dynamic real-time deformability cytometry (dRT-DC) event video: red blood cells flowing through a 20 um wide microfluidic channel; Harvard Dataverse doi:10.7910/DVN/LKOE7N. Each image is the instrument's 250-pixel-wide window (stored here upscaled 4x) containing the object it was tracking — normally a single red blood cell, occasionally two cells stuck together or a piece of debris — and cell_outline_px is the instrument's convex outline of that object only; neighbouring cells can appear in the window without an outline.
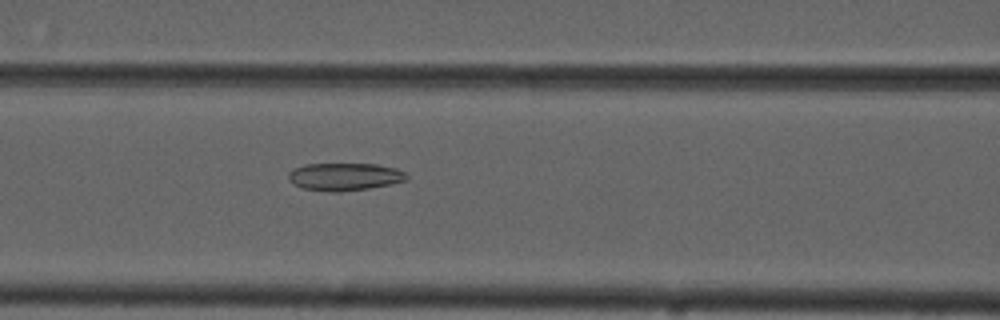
{"species": "common noctule bat (a hibernating species)", "species_latin": "Nyctalus noctula", "temperature_condition": "cold", "stored_images_in_passage": 42, "camera_frame_rate_fps": 3000, "um_per_image_px": 0.085, "animal": {"sex": "male", "forearm_length_mm": 52.5}, "frame": {"image": 1, "passage_image": 11, "time_ms": 3.333, "image_size_px": [1000, 320], "cell_outline_px": [[408, 180], [392, 184], [368, 188], [340, 192], [328, 192], [304, 188], [288, 180], [288, 172], [296, 168], [308, 164], [376, 164], [396, 168], [404, 172], [408, 176]], "centroid_in_image_um": [29.32, 15.02], "position_along_channel_um": 137.3, "area_um2": 18.96}}
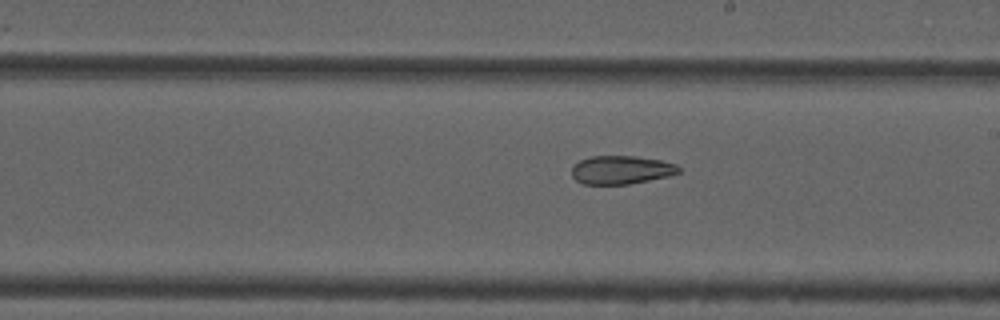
{"frame": {"image": 2, "passage_image": 19, "time_ms": 6.0, "image_size_px": [1000, 320], "cell_outline_px": [[680, 172], [668, 176], [628, 184], [584, 184], [576, 180], [572, 176], [572, 168], [580, 160], [592, 156], [636, 156], [660, 160], [676, 164], [680, 168]], "centroid_in_image_um": [52.81, 14.44], "position_along_channel_um": 236.2, "area_um2": 17.57}}
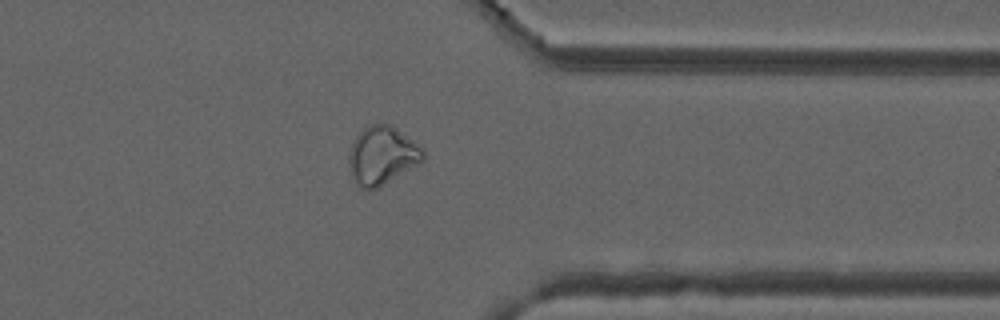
{"frame": {"image": 3, "passage_image": 31, "time_ms": 10.0, "image_size_px": [1000, 320], "cell_outline_px": [[424, 160], [376, 188], [360, 188], [352, 180], [348, 160], [348, 152], [356, 136], [368, 124], [392, 124], [420, 148], [424, 152]], "centroid_in_image_um": [32.42, 13.2], "position_along_channel_um": 379.0, "area_um2": 24.68}, "authors_computed_cell_mechanics": {"area_um2": 20.7791, "velocity_mm_per_s": 3.7189, "shape_relaxation_time_tau1_ms": null, "shape_relaxation_time_tau2_ms": 5.327, "deformation_change_tau1": null, "deformation_change_tau2": 0.1203}}